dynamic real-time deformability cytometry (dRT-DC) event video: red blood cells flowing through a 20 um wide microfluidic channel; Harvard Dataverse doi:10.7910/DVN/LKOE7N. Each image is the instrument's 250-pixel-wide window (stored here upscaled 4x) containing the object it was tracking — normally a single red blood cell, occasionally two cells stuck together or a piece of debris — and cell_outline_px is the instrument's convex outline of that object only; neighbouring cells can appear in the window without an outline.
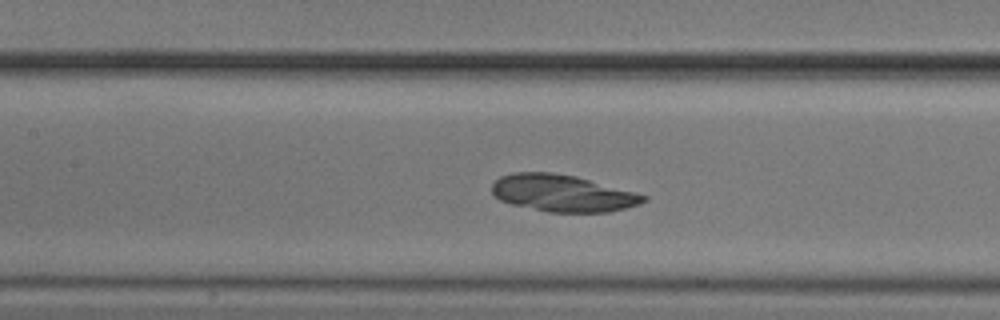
{"species": "common noctule bat (a hibernating species)", "species_latin": "Nyctalus noctula", "temperature_condition": "cold", "stored_images_in_passage": 45, "camera_frame_rate_fps": 3000, "um_per_image_px": 0.085, "animal": {"sex": "male", "body_mass_g": 20.5, "forearm_length_mm": 52.5}, "frame": {"image": 1, "passage_image": 21, "time_ms": 6.667, "image_size_px": [1000, 320], "cell_outline_px": [[648, 200], [640, 204], [608, 212], [548, 212], [512, 204], [500, 200], [492, 192], [492, 184], [500, 176], [512, 172], [552, 172], [576, 176], [636, 192], [648, 196]], "centroid_in_image_um": [47.83, 16.41], "position_along_channel_um": 159.6, "area_um2": 32.66}}